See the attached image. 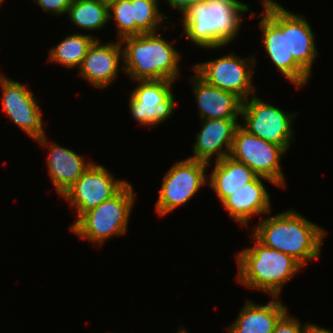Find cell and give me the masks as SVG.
<instances>
[{"label": "cell", "instance_id": "cell-5", "mask_svg": "<svg viewBox=\"0 0 333 333\" xmlns=\"http://www.w3.org/2000/svg\"><path fill=\"white\" fill-rule=\"evenodd\" d=\"M129 182L117 195L85 213L69 230L79 239L102 246L115 236L127 233L136 193Z\"/></svg>", "mask_w": 333, "mask_h": 333}, {"label": "cell", "instance_id": "cell-18", "mask_svg": "<svg viewBox=\"0 0 333 333\" xmlns=\"http://www.w3.org/2000/svg\"><path fill=\"white\" fill-rule=\"evenodd\" d=\"M264 181L275 185L270 179L258 176L254 181L245 184L221 203L231 219L248 228L250 218L272 212V196L267 191Z\"/></svg>", "mask_w": 333, "mask_h": 333}, {"label": "cell", "instance_id": "cell-28", "mask_svg": "<svg viewBox=\"0 0 333 333\" xmlns=\"http://www.w3.org/2000/svg\"><path fill=\"white\" fill-rule=\"evenodd\" d=\"M167 3V6L172 8V10H178L179 12H181L180 14H182V17L184 16V14L188 11V8L192 5L198 4V3H202L205 0H165Z\"/></svg>", "mask_w": 333, "mask_h": 333}, {"label": "cell", "instance_id": "cell-3", "mask_svg": "<svg viewBox=\"0 0 333 333\" xmlns=\"http://www.w3.org/2000/svg\"><path fill=\"white\" fill-rule=\"evenodd\" d=\"M254 246L245 247L235 255L237 281L248 289L258 290L272 297H280L282 288L304 268L292 256L269 248L252 234Z\"/></svg>", "mask_w": 333, "mask_h": 333}, {"label": "cell", "instance_id": "cell-10", "mask_svg": "<svg viewBox=\"0 0 333 333\" xmlns=\"http://www.w3.org/2000/svg\"><path fill=\"white\" fill-rule=\"evenodd\" d=\"M287 151L277 144L249 133L241 125L236 129L230 156L247 165L258 176L270 179L278 188H286L281 160Z\"/></svg>", "mask_w": 333, "mask_h": 333}, {"label": "cell", "instance_id": "cell-19", "mask_svg": "<svg viewBox=\"0 0 333 333\" xmlns=\"http://www.w3.org/2000/svg\"><path fill=\"white\" fill-rule=\"evenodd\" d=\"M227 333H273L276 323L288 311L279 297H272L265 305L247 299Z\"/></svg>", "mask_w": 333, "mask_h": 333}, {"label": "cell", "instance_id": "cell-16", "mask_svg": "<svg viewBox=\"0 0 333 333\" xmlns=\"http://www.w3.org/2000/svg\"><path fill=\"white\" fill-rule=\"evenodd\" d=\"M46 136L35 141L49 150V156L46 159L48 176L55 191L61 196L93 162L87 161L85 156L57 144L56 141H48Z\"/></svg>", "mask_w": 333, "mask_h": 333}, {"label": "cell", "instance_id": "cell-13", "mask_svg": "<svg viewBox=\"0 0 333 333\" xmlns=\"http://www.w3.org/2000/svg\"><path fill=\"white\" fill-rule=\"evenodd\" d=\"M1 108L34 141L46 135L39 101L29 87L0 73Z\"/></svg>", "mask_w": 333, "mask_h": 333}, {"label": "cell", "instance_id": "cell-24", "mask_svg": "<svg viewBox=\"0 0 333 333\" xmlns=\"http://www.w3.org/2000/svg\"><path fill=\"white\" fill-rule=\"evenodd\" d=\"M159 1L131 0V5H133V19L135 20V35L154 33L163 28L160 25L168 17L160 12Z\"/></svg>", "mask_w": 333, "mask_h": 333}, {"label": "cell", "instance_id": "cell-26", "mask_svg": "<svg viewBox=\"0 0 333 333\" xmlns=\"http://www.w3.org/2000/svg\"><path fill=\"white\" fill-rule=\"evenodd\" d=\"M304 326L305 324L287 311L276 323L273 333H304Z\"/></svg>", "mask_w": 333, "mask_h": 333}, {"label": "cell", "instance_id": "cell-29", "mask_svg": "<svg viewBox=\"0 0 333 333\" xmlns=\"http://www.w3.org/2000/svg\"><path fill=\"white\" fill-rule=\"evenodd\" d=\"M304 333H333L329 329L320 327L315 323H306L304 326Z\"/></svg>", "mask_w": 333, "mask_h": 333}, {"label": "cell", "instance_id": "cell-14", "mask_svg": "<svg viewBox=\"0 0 333 333\" xmlns=\"http://www.w3.org/2000/svg\"><path fill=\"white\" fill-rule=\"evenodd\" d=\"M123 50L120 40L102 43L96 39L89 48L78 69L79 76L97 89H106L114 84L120 68L123 71ZM121 62V63H120ZM122 65V66H120ZM120 67V68H119Z\"/></svg>", "mask_w": 333, "mask_h": 333}, {"label": "cell", "instance_id": "cell-9", "mask_svg": "<svg viewBox=\"0 0 333 333\" xmlns=\"http://www.w3.org/2000/svg\"><path fill=\"white\" fill-rule=\"evenodd\" d=\"M256 63L254 55L242 58L230 51L219 58L195 63L192 69L208 84L231 92L245 101L255 95L253 74Z\"/></svg>", "mask_w": 333, "mask_h": 333}, {"label": "cell", "instance_id": "cell-21", "mask_svg": "<svg viewBox=\"0 0 333 333\" xmlns=\"http://www.w3.org/2000/svg\"><path fill=\"white\" fill-rule=\"evenodd\" d=\"M257 177L258 175L247 165L227 156L215 162L212 172L208 175V186L214 190L222 203L228 196Z\"/></svg>", "mask_w": 333, "mask_h": 333}, {"label": "cell", "instance_id": "cell-20", "mask_svg": "<svg viewBox=\"0 0 333 333\" xmlns=\"http://www.w3.org/2000/svg\"><path fill=\"white\" fill-rule=\"evenodd\" d=\"M304 15L292 13L287 9L288 53L312 77V65L316 62L318 48L316 37Z\"/></svg>", "mask_w": 333, "mask_h": 333}, {"label": "cell", "instance_id": "cell-15", "mask_svg": "<svg viewBox=\"0 0 333 333\" xmlns=\"http://www.w3.org/2000/svg\"><path fill=\"white\" fill-rule=\"evenodd\" d=\"M201 130L196 133L193 144V160L211 164L230 156L236 129L240 125L238 119H202ZM211 160V161H210Z\"/></svg>", "mask_w": 333, "mask_h": 333}, {"label": "cell", "instance_id": "cell-6", "mask_svg": "<svg viewBox=\"0 0 333 333\" xmlns=\"http://www.w3.org/2000/svg\"><path fill=\"white\" fill-rule=\"evenodd\" d=\"M263 7L261 16H257L261 29L262 45L266 56L271 59L277 70L300 89L304 87L311 76L288 53L287 44V8L275 0H260Z\"/></svg>", "mask_w": 333, "mask_h": 333}, {"label": "cell", "instance_id": "cell-4", "mask_svg": "<svg viewBox=\"0 0 333 333\" xmlns=\"http://www.w3.org/2000/svg\"><path fill=\"white\" fill-rule=\"evenodd\" d=\"M157 32L128 36L120 40L123 72L131 81L180 78L181 53ZM172 43V44H171Z\"/></svg>", "mask_w": 333, "mask_h": 333}, {"label": "cell", "instance_id": "cell-8", "mask_svg": "<svg viewBox=\"0 0 333 333\" xmlns=\"http://www.w3.org/2000/svg\"><path fill=\"white\" fill-rule=\"evenodd\" d=\"M296 112H285L256 94L242 103L240 125L257 137L282 146L286 151L294 140L293 122Z\"/></svg>", "mask_w": 333, "mask_h": 333}, {"label": "cell", "instance_id": "cell-25", "mask_svg": "<svg viewBox=\"0 0 333 333\" xmlns=\"http://www.w3.org/2000/svg\"><path fill=\"white\" fill-rule=\"evenodd\" d=\"M109 5V22H115L117 40L135 36V20L131 0H107Z\"/></svg>", "mask_w": 333, "mask_h": 333}, {"label": "cell", "instance_id": "cell-1", "mask_svg": "<svg viewBox=\"0 0 333 333\" xmlns=\"http://www.w3.org/2000/svg\"><path fill=\"white\" fill-rule=\"evenodd\" d=\"M254 225L252 235L264 246L292 256L303 267L318 260L327 231L293 208L268 215Z\"/></svg>", "mask_w": 333, "mask_h": 333}, {"label": "cell", "instance_id": "cell-2", "mask_svg": "<svg viewBox=\"0 0 333 333\" xmlns=\"http://www.w3.org/2000/svg\"><path fill=\"white\" fill-rule=\"evenodd\" d=\"M250 8L240 0H205L192 5L181 18V37L186 36L198 48H224L239 35L242 16Z\"/></svg>", "mask_w": 333, "mask_h": 333}, {"label": "cell", "instance_id": "cell-31", "mask_svg": "<svg viewBox=\"0 0 333 333\" xmlns=\"http://www.w3.org/2000/svg\"><path fill=\"white\" fill-rule=\"evenodd\" d=\"M3 2H4V0H0V8H1V5H2Z\"/></svg>", "mask_w": 333, "mask_h": 333}, {"label": "cell", "instance_id": "cell-7", "mask_svg": "<svg viewBox=\"0 0 333 333\" xmlns=\"http://www.w3.org/2000/svg\"><path fill=\"white\" fill-rule=\"evenodd\" d=\"M211 165L190 158L174 163L162 179L155 205L158 216H166L185 205L203 185H208L207 170Z\"/></svg>", "mask_w": 333, "mask_h": 333}, {"label": "cell", "instance_id": "cell-12", "mask_svg": "<svg viewBox=\"0 0 333 333\" xmlns=\"http://www.w3.org/2000/svg\"><path fill=\"white\" fill-rule=\"evenodd\" d=\"M129 95L130 116L141 126H156L172 117L176 108L173 81L135 80ZM173 90V91H172Z\"/></svg>", "mask_w": 333, "mask_h": 333}, {"label": "cell", "instance_id": "cell-27", "mask_svg": "<svg viewBox=\"0 0 333 333\" xmlns=\"http://www.w3.org/2000/svg\"><path fill=\"white\" fill-rule=\"evenodd\" d=\"M43 12L56 16H65L68 13L72 0H33Z\"/></svg>", "mask_w": 333, "mask_h": 333}, {"label": "cell", "instance_id": "cell-22", "mask_svg": "<svg viewBox=\"0 0 333 333\" xmlns=\"http://www.w3.org/2000/svg\"><path fill=\"white\" fill-rule=\"evenodd\" d=\"M97 36L73 32L67 35L61 42L54 45L49 50L48 62L60 64L69 69L80 68L84 57Z\"/></svg>", "mask_w": 333, "mask_h": 333}, {"label": "cell", "instance_id": "cell-23", "mask_svg": "<svg viewBox=\"0 0 333 333\" xmlns=\"http://www.w3.org/2000/svg\"><path fill=\"white\" fill-rule=\"evenodd\" d=\"M67 16L70 22L83 30L99 31L109 23L107 0H72Z\"/></svg>", "mask_w": 333, "mask_h": 333}, {"label": "cell", "instance_id": "cell-11", "mask_svg": "<svg viewBox=\"0 0 333 333\" xmlns=\"http://www.w3.org/2000/svg\"><path fill=\"white\" fill-rule=\"evenodd\" d=\"M128 180L114 178L113 174L94 161L81 177L60 197L65 199L69 207L76 210V219L69 229L87 212L117 195Z\"/></svg>", "mask_w": 333, "mask_h": 333}, {"label": "cell", "instance_id": "cell-30", "mask_svg": "<svg viewBox=\"0 0 333 333\" xmlns=\"http://www.w3.org/2000/svg\"><path fill=\"white\" fill-rule=\"evenodd\" d=\"M187 332V330L186 329H184V327L182 326V327H180L179 328V330L177 331V333H186Z\"/></svg>", "mask_w": 333, "mask_h": 333}, {"label": "cell", "instance_id": "cell-17", "mask_svg": "<svg viewBox=\"0 0 333 333\" xmlns=\"http://www.w3.org/2000/svg\"><path fill=\"white\" fill-rule=\"evenodd\" d=\"M194 75H190L188 79L201 120L240 118L243 101L239 97L208 84L196 72Z\"/></svg>", "mask_w": 333, "mask_h": 333}]
</instances>
